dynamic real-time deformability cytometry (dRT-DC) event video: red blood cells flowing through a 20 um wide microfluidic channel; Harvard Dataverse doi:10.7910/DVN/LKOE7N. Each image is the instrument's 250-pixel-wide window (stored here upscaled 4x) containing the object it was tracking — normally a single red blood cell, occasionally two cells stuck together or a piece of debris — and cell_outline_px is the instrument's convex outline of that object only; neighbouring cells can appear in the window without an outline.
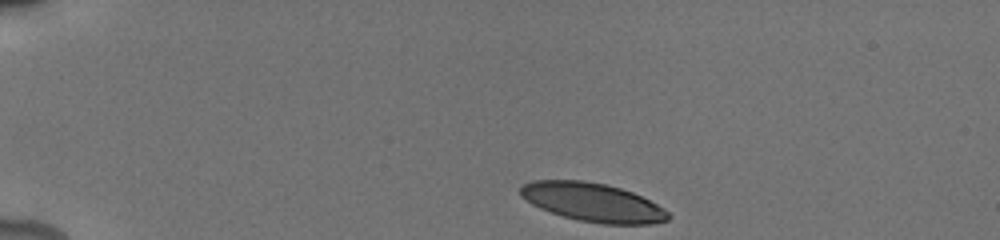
{"species": "human", "species_latin": "Homo sapiens", "temperature_condition": "cold", "stored_images_in_passage": 12, "camera_frame_rate_fps": 3000, "um_per_image_px": 0.085, "donor": {"sex": "male"}, "frame": {"image": 1, "passage_image": 1, "time_ms": 0.0, "image_size_px": [1000, 240], "cell_outline_px": [[672, 216], [668, 220], [652, 224], [604, 224], [580, 220], [564, 216], [540, 208], [532, 204], [520, 196], [520, 184], [532, 180], [584, 180], [608, 184], [632, 192], [664, 208]], "centroid_in_image_um": [50.37, 17.18], "position_along_channel_um": 34.6, "area_um2": 33.29}}
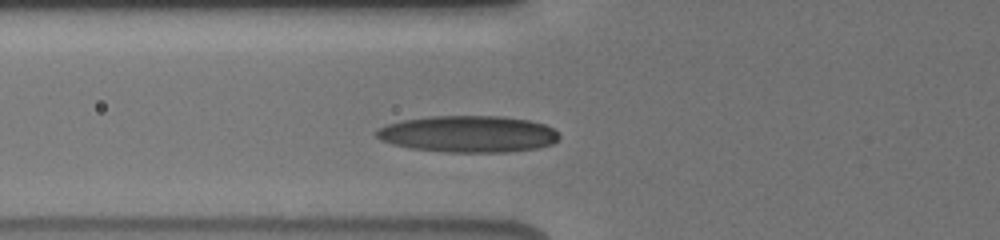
{"frame": {"image": 2, "passage_image": 7, "time_ms": 3.333, "image_size_px": [1000, 240], "cell_outline_px": [[560, 136], [552, 144], [536, 148], [508, 152], [444, 152], [412, 148], [392, 144], [380, 140], [376, 136], [376, 132], [380, 128], [388, 124], [404, 120], [432, 116], [504, 116], [528, 120], [544, 124], [552, 128]], "centroid_in_image_um": [39.81, 11.39], "position_along_channel_um": 86.0, "area_um2": 38.84}}